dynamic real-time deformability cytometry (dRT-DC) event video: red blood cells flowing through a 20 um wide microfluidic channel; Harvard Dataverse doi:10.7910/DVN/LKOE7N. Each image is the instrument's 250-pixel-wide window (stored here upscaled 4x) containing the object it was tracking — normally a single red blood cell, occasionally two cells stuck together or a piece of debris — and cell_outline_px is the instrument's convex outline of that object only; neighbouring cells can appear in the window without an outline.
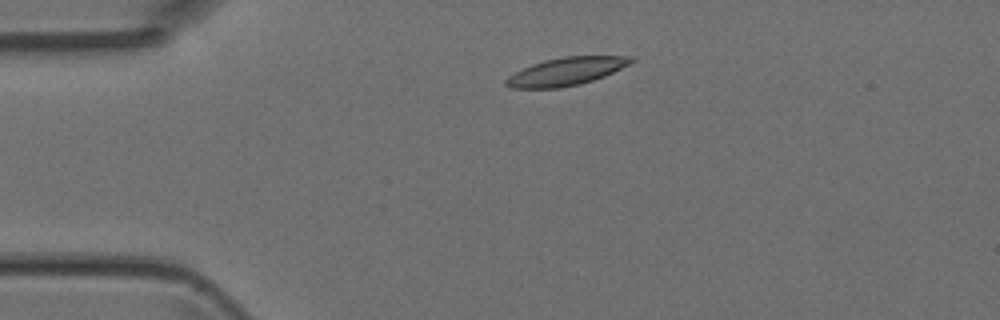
{"species": "Egyptian fruit bat (a non-hibernating species)", "species_latin": "Rousettus aegyptiacus", "temperature_condition": "room temperature", "stored_images_in_passage": 3, "camera_frame_rate_fps": 3000, "um_per_image_px": 0.085, "animal": {"sex": "female"}, "frame": {"image": 1, "passage_image": 3, "time_ms": 0.667, "image_size_px": [1000, 320], "cell_outline_px": [[636, 60], [604, 76], [580, 84], [560, 88], [512, 88], [504, 84], [504, 80], [508, 76], [532, 64], [544, 60], [564, 56], [636, 56]], "centroid_in_image_um": [48.12, 6.07], "position_along_channel_um": 36.9, "area_um2": 20.23}}